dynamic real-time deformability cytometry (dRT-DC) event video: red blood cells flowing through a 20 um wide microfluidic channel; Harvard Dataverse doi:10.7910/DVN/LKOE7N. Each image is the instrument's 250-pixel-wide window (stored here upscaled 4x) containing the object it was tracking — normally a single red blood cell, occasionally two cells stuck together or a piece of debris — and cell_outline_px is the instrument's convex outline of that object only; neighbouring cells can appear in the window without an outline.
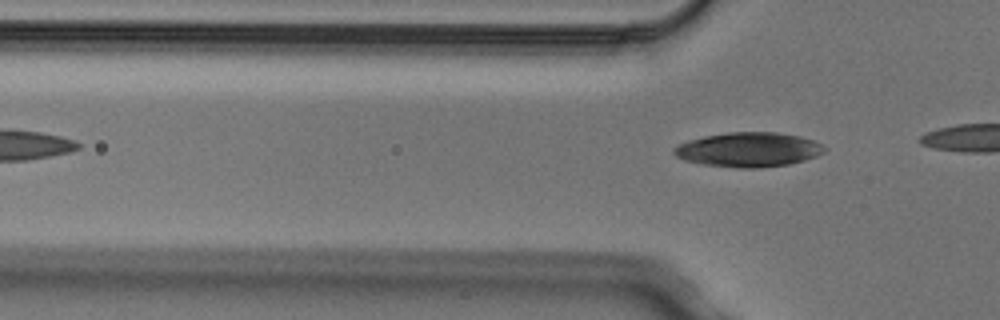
{"species": "Egyptian fruit bat (a non-hibernating species)", "species_latin": "Rousettus aegyptiacus", "temperature_condition": "cold", "stored_images_in_passage": 5, "camera_frame_rate_fps": 3000, "um_per_image_px": 0.085, "animal": {"sex": "male"}, "frame": {"image": 1, "passage_image": 5, "time_ms": 1.333, "image_size_px": [1000, 320], "cell_outline_px": [[828, 148], [824, 152], [816, 156], [804, 160], [788, 164], [756, 168], [736, 168], [700, 164], [684, 160], [676, 156], [672, 152], [672, 148], [688, 140], [704, 136], [728, 132], [776, 132], [800, 136], [824, 144]], "centroid_in_image_um": [63.62, 12.72], "position_along_channel_um": 62.2, "area_um2": 30.46}}